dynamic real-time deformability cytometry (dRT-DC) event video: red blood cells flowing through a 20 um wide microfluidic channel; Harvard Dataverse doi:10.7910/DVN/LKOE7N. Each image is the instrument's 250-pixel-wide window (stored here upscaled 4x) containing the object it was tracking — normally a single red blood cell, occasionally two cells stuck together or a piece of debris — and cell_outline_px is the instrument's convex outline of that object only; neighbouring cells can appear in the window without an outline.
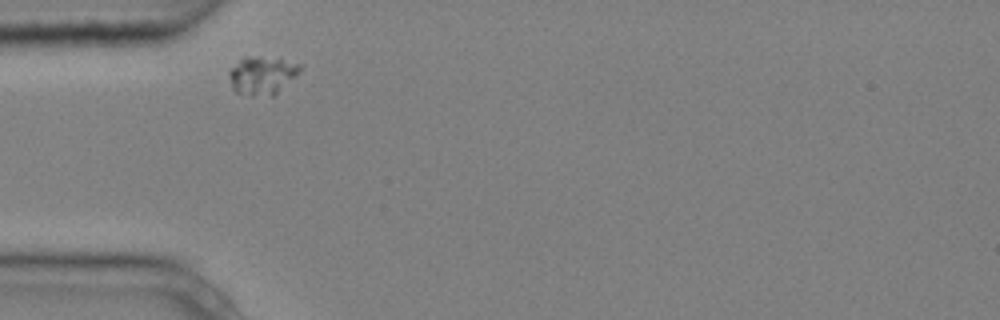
{"species": "common noctule bat (a hibernating species)", "species_latin": "Nyctalus noctula", "temperature_condition": "cold", "stored_images_in_passage": 2, "camera_frame_rate_fps": 3000, "um_per_image_px": 0.085, "animal": {"sex": "male", "body_mass_g": 20.4}, "frame": {"image": 1, "passage_image": 1, "time_ms": 0.0, "image_size_px": [1000, 320], "cell_outline_px": [[304, 64], [300, 72], [296, 76], [272, 96], [252, 96], [236, 92], [232, 88], [228, 72], [244, 56], [260, 56]], "centroid_in_image_um": [22.29, 6.4], "position_along_channel_um": 62.7, "area_um2": 15.72}}
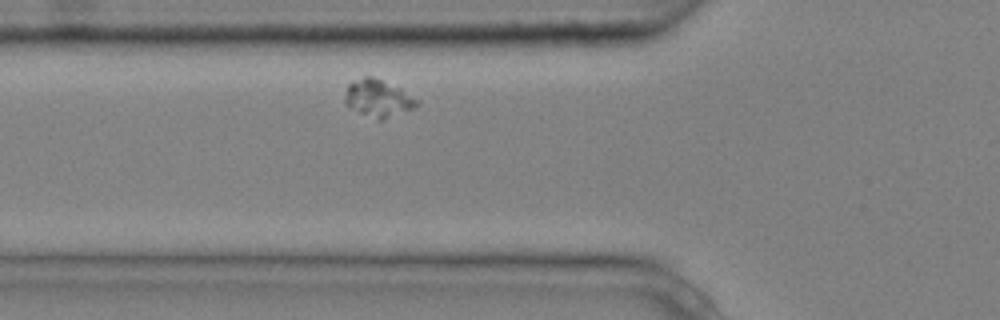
{"frame": {"image": 2, "passage_image": 2, "time_ms": 0.333, "image_size_px": [1000, 320], "cell_outline_px": [[420, 104], [412, 108], [380, 120], [348, 108], [344, 104], [344, 100], [348, 84], [364, 76], [372, 76], [400, 88], [420, 100]], "centroid_in_image_um": [32.12, 8.34], "position_along_channel_um": 93.7, "area_um2": 15.43}}